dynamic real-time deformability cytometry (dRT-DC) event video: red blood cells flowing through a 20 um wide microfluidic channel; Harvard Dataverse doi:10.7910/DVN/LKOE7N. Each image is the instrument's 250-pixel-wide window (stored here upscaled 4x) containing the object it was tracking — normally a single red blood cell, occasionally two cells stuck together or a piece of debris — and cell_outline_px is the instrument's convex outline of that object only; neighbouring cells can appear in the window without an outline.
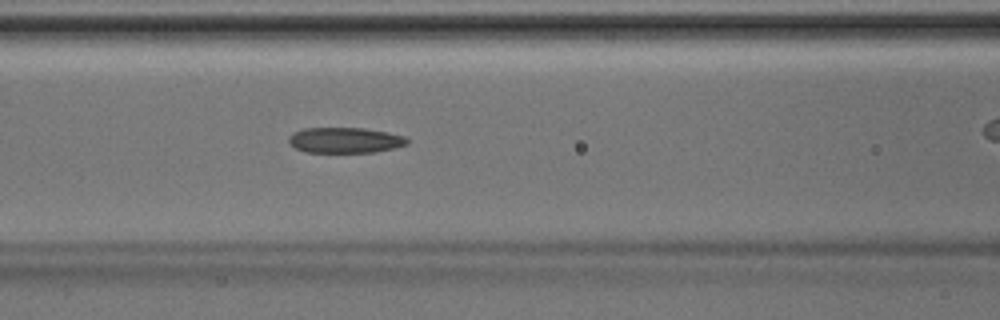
{"species": "Egyptian fruit bat (a non-hibernating species)", "species_latin": "Rousettus aegyptiacus", "temperature_condition": "room temperature", "stored_images_in_passage": 29, "camera_frame_rate_fps": 3000, "um_per_image_px": 0.085, "animal": {"sex": "male"}, "frame": {"image": 1, "passage_image": 5, "time_ms": 1.333, "image_size_px": [1000, 320], "cell_outline_px": [[408, 144], [376, 152], [304, 152], [296, 148], [288, 140], [288, 136], [292, 132], [304, 128], [364, 128], [388, 132], [404, 136], [408, 140]], "centroid_in_image_um": [29.31, 11.91], "position_along_channel_um": 137.3, "area_um2": 17.63}}